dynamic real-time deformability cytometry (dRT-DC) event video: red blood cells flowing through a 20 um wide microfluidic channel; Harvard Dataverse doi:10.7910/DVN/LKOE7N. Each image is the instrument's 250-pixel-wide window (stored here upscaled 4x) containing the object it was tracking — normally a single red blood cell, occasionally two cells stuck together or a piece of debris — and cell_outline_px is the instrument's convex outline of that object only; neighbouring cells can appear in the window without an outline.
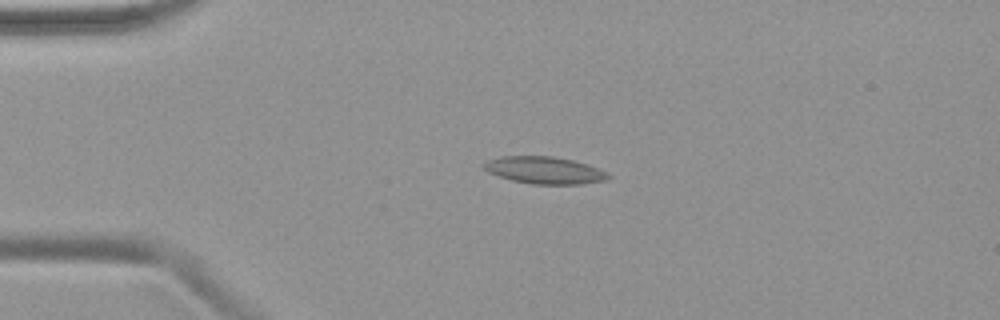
{"species": "common noctule bat (a hibernating species)", "species_latin": "Nyctalus noctula", "temperature_condition": "warm", "stored_images_in_passage": 44, "camera_frame_rate_fps": 3000, "um_per_image_px": 0.085, "animal": {"sex": "female", "body_mass_g": 19.9}, "frame": {"image": 1, "passage_image": 6, "time_ms": 1.667, "image_size_px": [1000, 320], "cell_outline_px": [[612, 176], [604, 180], [580, 184], [532, 184], [512, 180], [488, 172], [480, 164], [488, 160], [500, 156], [552, 156], [572, 160], [588, 164], [608, 172]], "centroid_in_image_um": [46.28, 14.46], "position_along_channel_um": 38.7, "area_um2": 19.65}}
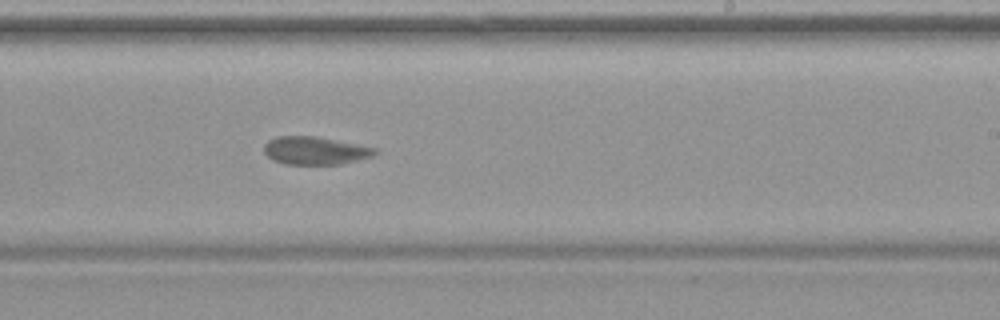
{"frame": {"image": 2, "passage_image": 25, "time_ms": 8.0, "image_size_px": [1000, 320], "cell_outline_px": [[380, 152], [372, 156], [340, 164], [284, 164], [272, 160], [264, 152], [264, 144], [268, 140], [276, 136], [316, 136], [376, 148]], "centroid_in_image_um": [26.76, 12.8], "position_along_channel_um": 262.2, "area_um2": 18.03}}
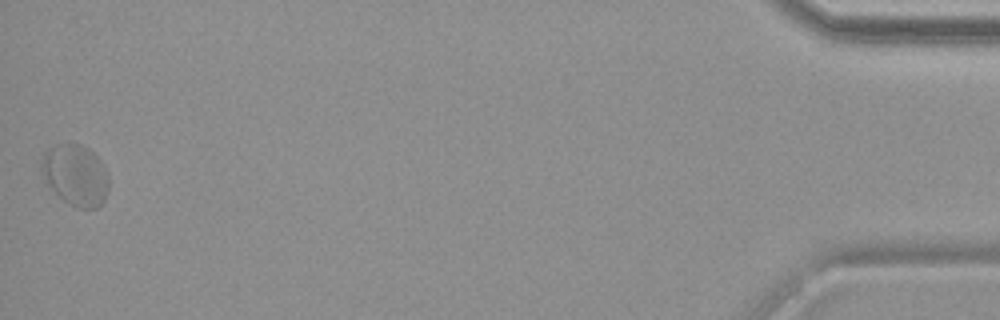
{"frame": {"image": 3, "passage_image": 44, "time_ms": 14.333, "image_size_px": [1000, 320], "cell_outline_px": [[108, 192], [104, 200], [96, 208], [76, 208], [68, 204], [56, 196], [44, 184], [40, 172], [40, 160], [44, 152], [48, 148], [56, 144], [80, 144], [88, 148], [100, 160], [108, 172]], "centroid_in_image_um": [6.35, 14.9], "position_along_channel_um": 428.8, "area_um2": 24.74}}